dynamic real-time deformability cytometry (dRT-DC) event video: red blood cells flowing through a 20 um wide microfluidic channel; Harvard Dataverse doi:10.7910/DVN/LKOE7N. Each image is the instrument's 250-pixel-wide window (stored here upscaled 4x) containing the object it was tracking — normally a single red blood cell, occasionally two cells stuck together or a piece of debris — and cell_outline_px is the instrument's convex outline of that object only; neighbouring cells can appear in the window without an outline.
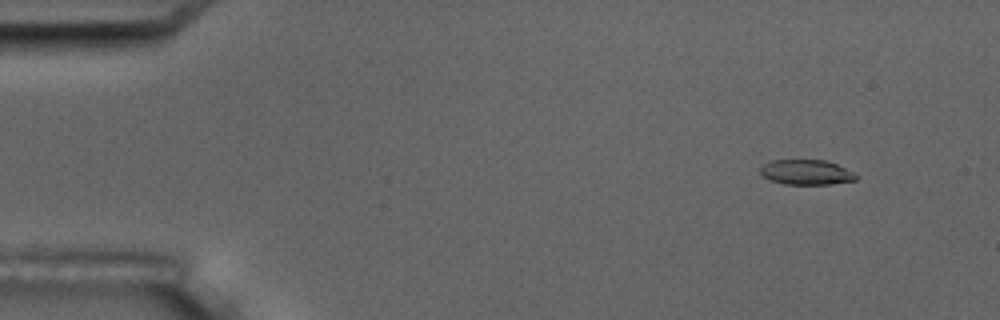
{"species": "common noctule bat (a hibernating species)", "species_latin": "Nyctalus noctula", "temperature_condition": "room temperature", "stored_images_in_passage": 4, "camera_frame_rate_fps": 3000, "um_per_image_px": 0.085, "animal": {"sex": "male", "body_mass_g": 17.5, "forearm_length_mm": 52.3}, "frame": {"image": 1, "passage_image": 2, "time_ms": 1.0, "image_size_px": [1000, 320], "cell_outline_px": [[860, 176], [856, 180], [832, 184], [784, 184], [772, 180], [764, 176], [760, 172], [760, 168], [764, 164], [772, 160], [824, 160], [836, 164]], "centroid_in_image_um": [68.56, 14.64], "position_along_channel_um": 16.4, "area_um2": 13.81}}